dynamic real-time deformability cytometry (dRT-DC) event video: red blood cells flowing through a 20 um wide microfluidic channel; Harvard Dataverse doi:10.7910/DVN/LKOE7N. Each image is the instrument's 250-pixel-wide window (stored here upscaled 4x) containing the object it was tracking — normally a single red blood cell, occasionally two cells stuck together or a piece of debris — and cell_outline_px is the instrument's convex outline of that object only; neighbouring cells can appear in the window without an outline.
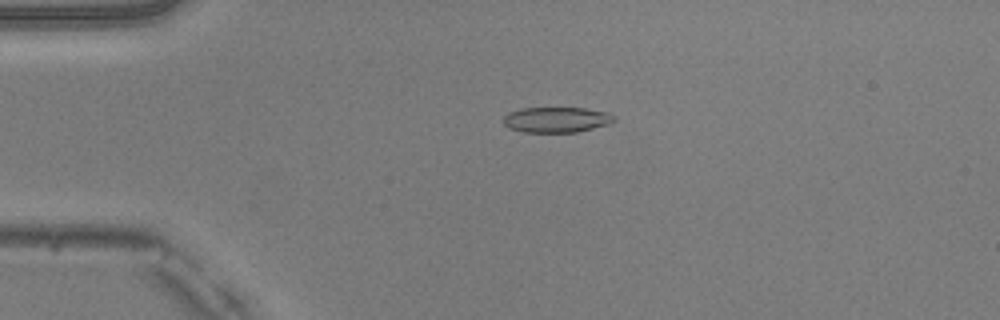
{"species": "common noctule bat (a hibernating species)", "species_latin": "Nyctalus noctula", "temperature_condition": "warm", "stored_images_in_passage": 51, "camera_frame_rate_fps": 3000, "um_per_image_px": 0.085, "animal": {"sex": "male", "body_mass_g": 20.5, "forearm_length_mm": 52.5}, "frame": {"image": 1, "passage_image": 12, "time_ms": 3.667, "image_size_px": [1000, 320], "cell_outline_px": [[616, 120], [608, 124], [576, 132], [524, 132], [508, 128], [504, 124], [504, 116], [508, 112], [520, 108], [584, 108], [608, 112], [616, 116]], "centroid_in_image_um": [47.3, 10.17], "position_along_channel_um": 37.7, "area_um2": 16.47}}
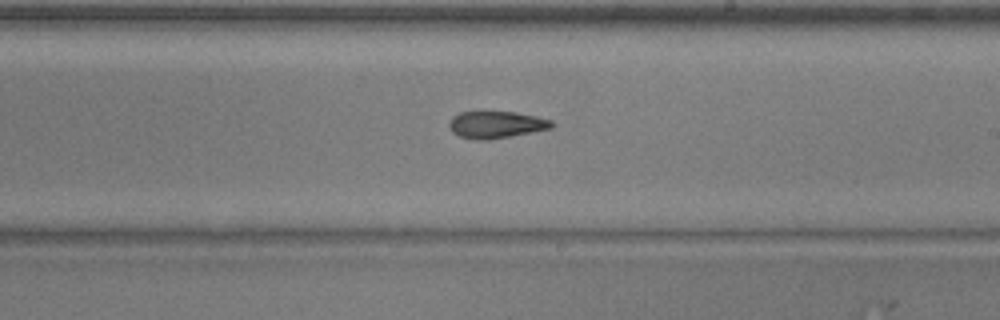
{"frame": {"image": 2, "passage_image": 30, "time_ms": 9.667, "image_size_px": [1000, 320], "cell_outline_px": [[556, 124], [552, 128], [512, 136], [488, 140], [476, 140], [460, 136], [452, 132], [448, 124], [452, 116], [460, 112], [484, 108], [516, 112], [536, 116], [552, 120]], "centroid_in_image_um": [42.15, 10.54], "position_along_channel_um": 246.8, "area_um2": 17.05}}
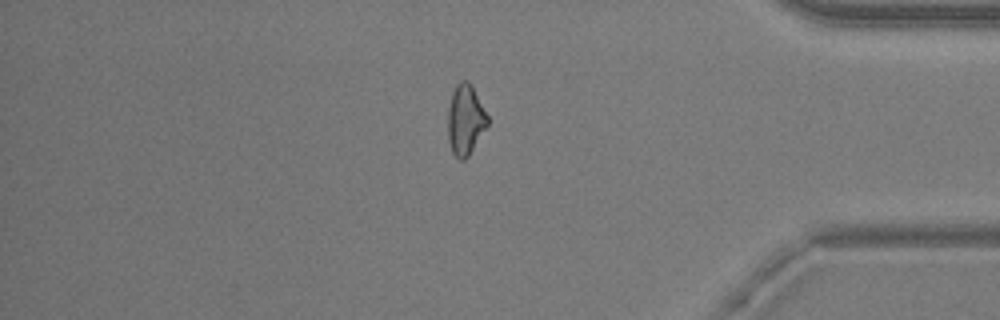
{"frame": {"image": 3, "passage_image": 43, "time_ms": 14.0, "image_size_px": [1000, 320], "cell_outline_px": [[488, 124], [468, 156], [464, 160], [460, 160], [452, 152], [448, 140], [448, 108], [452, 92], [456, 84], [460, 80], [468, 80], [472, 84], [488, 116]], "centroid_in_image_um": [39.55, 10.15], "position_along_channel_um": 395.7, "area_um2": 16.3}, "authors_computed_cell_mechanics": {"area_um2": 16.8198, "velocity_mm_per_s": 4.0545, "shape_relaxation_time_tau1_ms": null, "shape_relaxation_time_tau2_ms": 4.0696, "deformation_change_tau1": null, "deformation_change_tau2": 0.1198}}